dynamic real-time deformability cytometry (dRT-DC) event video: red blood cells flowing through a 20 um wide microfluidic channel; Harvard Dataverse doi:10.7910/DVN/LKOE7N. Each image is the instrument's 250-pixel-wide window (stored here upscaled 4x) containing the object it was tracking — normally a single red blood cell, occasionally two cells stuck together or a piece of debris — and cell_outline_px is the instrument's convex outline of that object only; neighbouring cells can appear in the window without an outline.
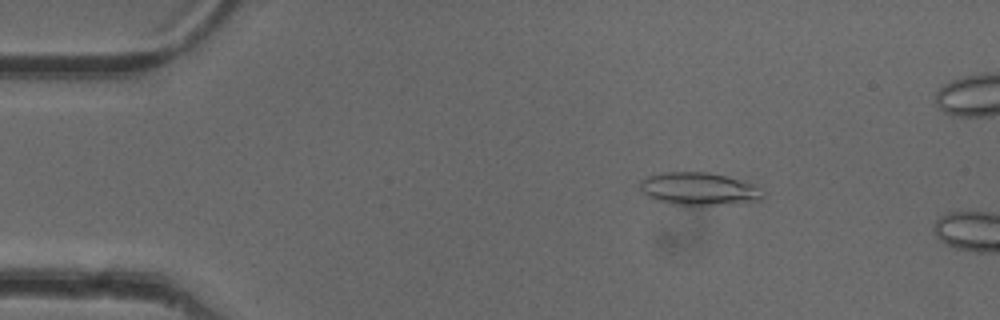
{"species": "common noctule bat (a hibernating species)", "species_latin": "Nyctalus noctula", "temperature_condition": "cold", "stored_images_in_passage": 11, "camera_frame_rate_fps": 3000, "um_per_image_px": 0.085, "animal": {"sex": "female"}, "frame": {"image": 1, "passage_image": 8, "time_ms": 2.333, "image_size_px": [1000, 320], "cell_outline_px": [[764, 196], [760, 200], [712, 204], [672, 204], [656, 200], [648, 196], [640, 188], [640, 180], [648, 176], [660, 172], [708, 172], [740, 180], [752, 184], [764, 192]], "centroid_in_image_um": [59.35, 16.03], "position_along_channel_um": 25.6, "area_um2": 22.83}}